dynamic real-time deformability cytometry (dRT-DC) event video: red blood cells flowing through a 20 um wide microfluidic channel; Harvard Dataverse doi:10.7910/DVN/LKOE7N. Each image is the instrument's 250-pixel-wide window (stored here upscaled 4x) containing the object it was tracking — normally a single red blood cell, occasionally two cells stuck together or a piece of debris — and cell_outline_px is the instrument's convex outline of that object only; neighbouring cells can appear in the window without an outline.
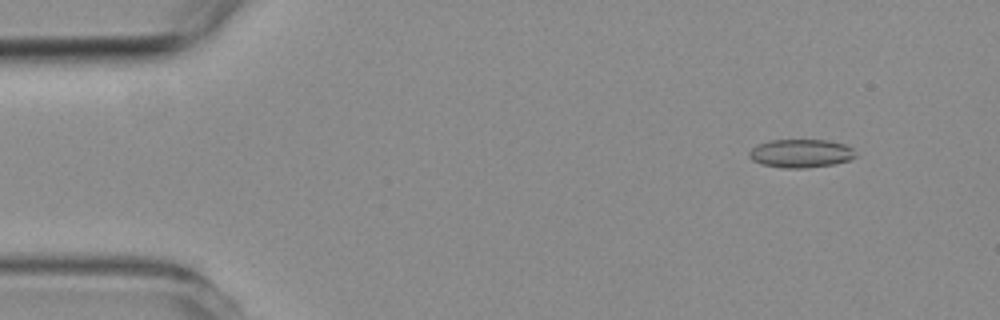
{"species": "common noctule bat (a hibernating species)", "species_latin": "Nyctalus noctula", "temperature_condition": "room temperature", "stored_images_in_passage": 4, "camera_frame_rate_fps": 3000, "um_per_image_px": 0.085, "animal": {"sex": "female", "body_mass_g": 19.3, "forearm_length_mm": 54.1}, "frame": {"image": 1, "passage_image": 2, "time_ms": 1.333, "image_size_px": [1000, 320], "cell_outline_px": [[856, 156], [848, 160], [832, 164], [804, 168], [784, 168], [760, 164], [752, 160], [748, 156], [748, 152], [756, 144], [768, 140], [828, 140], [844, 144], [852, 148]], "centroid_in_image_um": [68.01, 13.03], "position_along_channel_um": 17.0, "area_um2": 17.63}}